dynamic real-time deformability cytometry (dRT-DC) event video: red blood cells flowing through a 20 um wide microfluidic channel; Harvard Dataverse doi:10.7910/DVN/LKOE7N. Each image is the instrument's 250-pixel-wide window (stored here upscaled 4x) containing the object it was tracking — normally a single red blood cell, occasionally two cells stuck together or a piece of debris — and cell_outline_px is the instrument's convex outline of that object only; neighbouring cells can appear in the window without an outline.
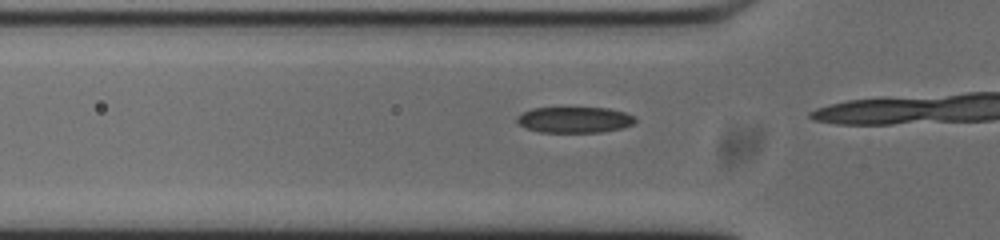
{"species": "common noctule bat (a hibernating species)", "species_latin": "Nyctalus noctula", "temperature_condition": "cold", "stored_images_in_passage": 14, "camera_frame_rate_fps": 3000, "um_per_image_px": 0.085, "animal": {"sex": "male", "body_mass_g": 20.0, "forearm_length_mm": 53.3}, "frame": {"image": 1, "passage_image": 12, "time_ms": 3.667, "image_size_px": [1000, 240], "cell_outline_px": [[636, 120], [632, 124], [620, 128], [600, 132], [540, 132], [524, 128], [516, 120], [516, 116], [532, 108], [608, 108], [624, 112], [632, 116]], "centroid_in_image_um": [48.78, 10.18], "position_along_channel_um": 77.0, "area_um2": 17.69}}